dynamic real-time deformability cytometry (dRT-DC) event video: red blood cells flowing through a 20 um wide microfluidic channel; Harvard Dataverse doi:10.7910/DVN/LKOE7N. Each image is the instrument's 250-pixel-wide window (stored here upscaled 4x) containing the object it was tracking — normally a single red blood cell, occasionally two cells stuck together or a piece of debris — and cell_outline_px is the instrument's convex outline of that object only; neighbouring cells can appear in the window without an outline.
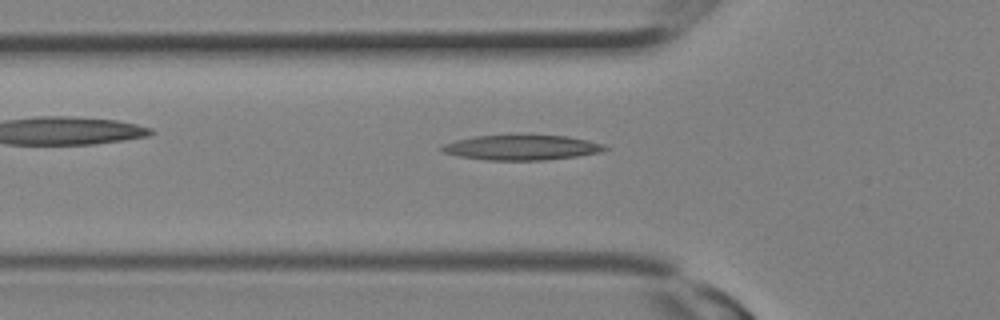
{"species": "Egyptian fruit bat (a non-hibernating species)", "species_latin": "Rousettus aegyptiacus", "temperature_condition": "room temperature", "stored_images_in_passage": 8, "camera_frame_rate_fps": 3000, "um_per_image_px": 0.085, "animal": {"sex": "female"}, "frame": {"image": 1, "passage_image": 4, "time_ms": 1.0, "image_size_px": [1000, 320], "cell_outline_px": [[608, 148], [600, 152], [576, 156], [544, 160], [484, 160], [460, 156], [444, 152], [440, 148], [444, 144], [456, 140], [476, 136], [568, 136], [588, 140], [604, 144]], "centroid_in_image_um": [44.36, 12.55], "position_along_channel_um": 81.4, "area_um2": 23.35}}
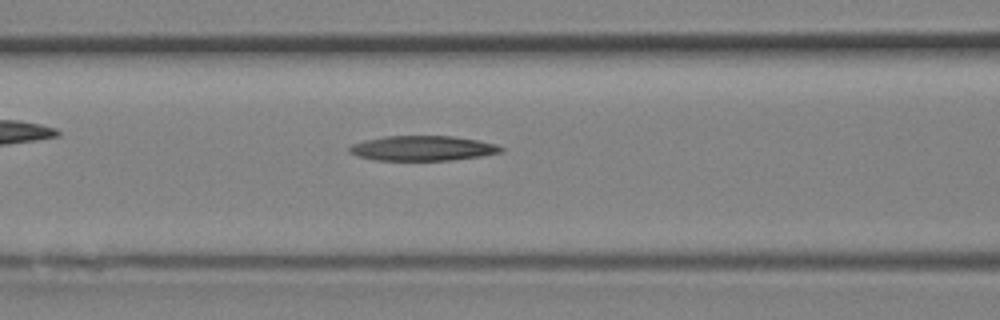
{"frame": {"image": 2, "passage_image": 6, "time_ms": 1.667, "image_size_px": [1000, 320], "cell_outline_px": [[504, 152], [480, 156], [452, 160], [376, 160], [360, 156], [348, 152], [348, 148], [352, 144], [364, 140], [384, 136], [452, 136], [476, 140], [496, 144], [504, 148]], "centroid_in_image_um": [35.93, 12.6], "position_along_channel_um": 130.7, "area_um2": 21.96}}
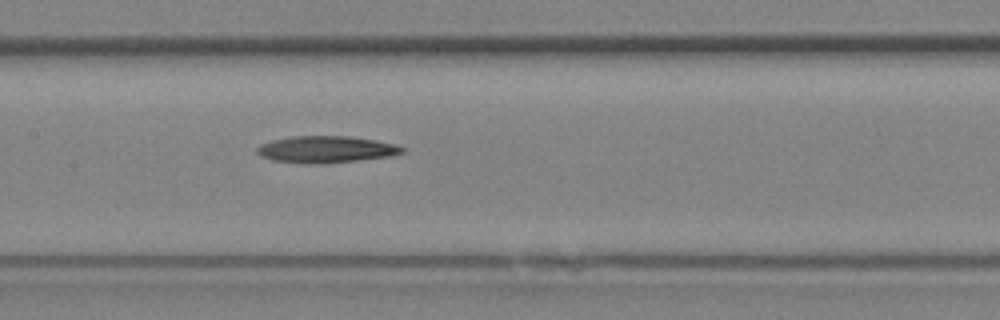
{"frame": {"image": 3, "passage_image": 8, "time_ms": 2.333, "image_size_px": [1000, 320], "cell_outline_px": [[404, 152], [392, 156], [328, 164], [304, 164], [272, 160], [260, 156], [256, 152], [256, 148], [260, 144], [272, 140], [292, 136], [348, 136], [376, 140], [396, 144], [404, 148]], "centroid_in_image_um": [27.7, 12.71], "position_along_channel_um": 179.7, "area_um2": 23.0}}